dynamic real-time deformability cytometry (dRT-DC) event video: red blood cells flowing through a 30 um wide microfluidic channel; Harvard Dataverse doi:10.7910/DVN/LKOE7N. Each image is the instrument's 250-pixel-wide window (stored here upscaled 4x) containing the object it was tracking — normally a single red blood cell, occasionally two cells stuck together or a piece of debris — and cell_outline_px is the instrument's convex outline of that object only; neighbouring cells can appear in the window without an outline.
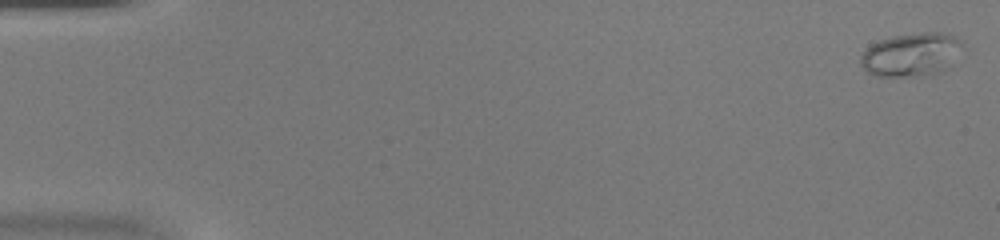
{"species": "common noctule bat (a hibernating species)", "species_latin": "Nyctalus noctula", "temperature_condition": "warm", "stored_images_in_passage": 46, "camera_frame_rate_fps": 3000, "um_per_image_px": 0.085, "animal": {"sex": "female", "body_mass_g": 20.0, "forearm_length_mm": 54.0}, "frame": {"image": 1, "passage_image": 1, "time_ms": 0.0, "image_size_px": [1000, 240], "cell_outline_px": [[964, 44], [944, 72], [924, 76], [876, 76], [868, 72], [860, 64], [860, 56], [872, 44], [880, 40], [892, 36], [924, 32], [940, 32], [952, 36], [960, 40]], "centroid_in_image_um": [77.45, 4.65], "position_along_channel_um": 7.5, "area_um2": 25.66}}
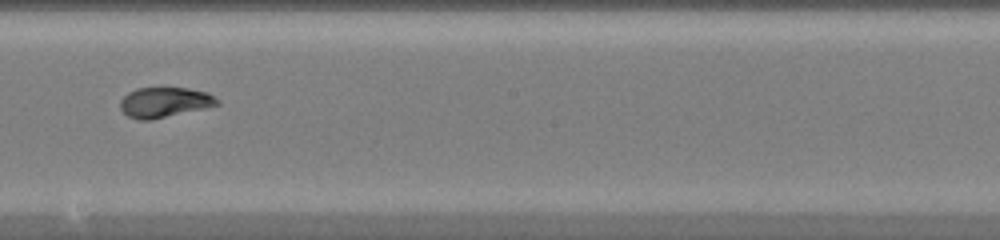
{"frame": {"image": 2, "passage_image": 27, "time_ms": 8.667, "image_size_px": [1000, 240], "cell_outline_px": [[220, 104], [204, 108], [152, 120], [140, 120], [128, 116], [120, 108], [120, 100], [128, 92], [136, 88], [160, 84], [188, 88], [208, 92], [220, 100]], "centroid_in_image_um": [13.98, 8.63], "position_along_channel_um": 234.2, "area_um2": 17.8}}
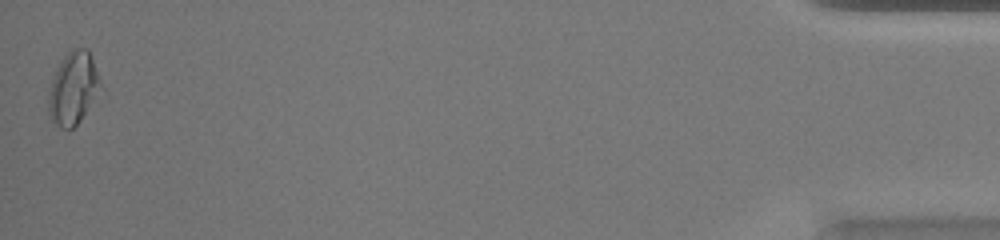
{"frame": {"image": 3, "passage_image": 46, "time_ms": 15.0, "image_size_px": [1000, 240], "cell_outline_px": [[100, 84], [80, 120], [72, 128], [60, 128], [52, 120], [48, 112], [48, 92], [56, 68], [68, 48], [88, 48], [92, 56], [100, 80]], "centroid_in_image_um": [6.17, 7.43], "position_along_channel_um": 429.0, "area_um2": 21.5}}